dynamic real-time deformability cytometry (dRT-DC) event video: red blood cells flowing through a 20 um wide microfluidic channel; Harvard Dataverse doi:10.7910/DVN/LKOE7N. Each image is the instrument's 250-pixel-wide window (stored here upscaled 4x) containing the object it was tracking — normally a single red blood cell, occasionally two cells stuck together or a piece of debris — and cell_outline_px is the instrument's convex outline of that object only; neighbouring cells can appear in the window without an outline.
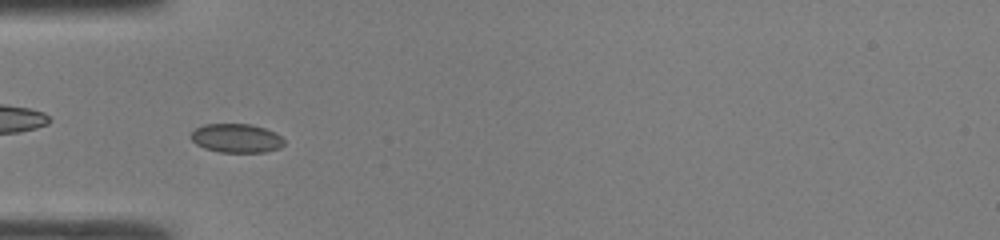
{"species": "common noctule bat (a hibernating species)", "species_latin": "Nyctalus noctula", "temperature_condition": "room temperature", "stored_images_in_passage": 41, "camera_frame_rate_fps": 3000, "um_per_image_px": 0.085, "animal": {"sex": "male", "body_mass_g": 19.0, "forearm_length_mm": 50.8}, "frame": {"image": 1, "passage_image": 9, "time_ms": 2.667, "image_size_px": [1000, 240], "cell_outline_px": [[284, 144], [280, 148], [264, 152], [220, 152], [204, 148], [196, 144], [188, 136], [196, 128], [204, 124], [252, 124], [276, 132], [284, 140]], "centroid_in_image_um": [20.08, 11.74], "position_along_channel_um": 64.9, "area_um2": 15.78}}
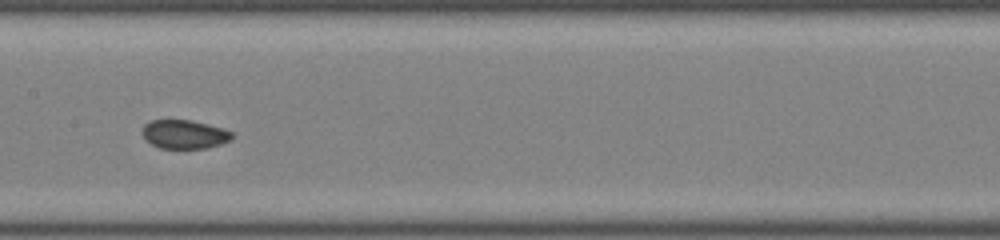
{"frame": {"image": 2, "passage_image": 18, "time_ms": 5.667, "image_size_px": [1000, 240], "cell_outline_px": [[232, 140], [208, 148], [160, 148], [152, 144], [140, 132], [144, 124], [152, 120], [192, 120], [224, 128], [232, 132]], "centroid_in_image_um": [15.69, 11.41], "position_along_channel_um": 191.7, "area_um2": 15.09}}
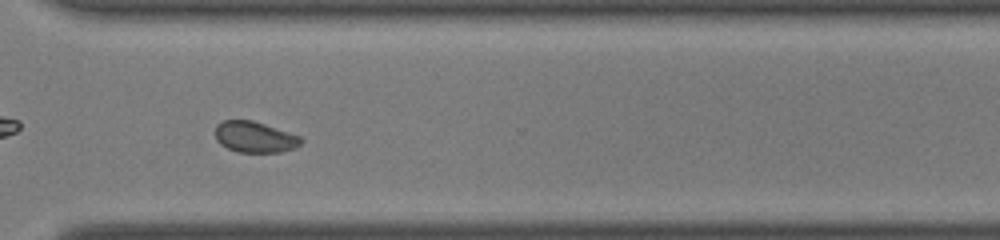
{"frame": {"image": 3, "passage_image": 29, "time_ms": 9.333, "image_size_px": [1000, 240], "cell_outline_px": [[304, 140], [296, 148], [280, 152], [236, 152], [220, 144], [216, 140], [216, 124], [224, 120], [252, 120], [300, 136]], "centroid_in_image_um": [21.65, 11.65], "position_along_channel_um": 348.9, "area_um2": 15.49}, "authors_computed_cell_mechanics": {"area_um2": 15.6638, "velocity_mm_per_s": 4.2768, "shape_relaxation_time_tau1_ms": null, "shape_relaxation_time_tau2_ms": 1.0238, "deformation_change_tau1": null, "deformation_change_tau2": 0.0387}}